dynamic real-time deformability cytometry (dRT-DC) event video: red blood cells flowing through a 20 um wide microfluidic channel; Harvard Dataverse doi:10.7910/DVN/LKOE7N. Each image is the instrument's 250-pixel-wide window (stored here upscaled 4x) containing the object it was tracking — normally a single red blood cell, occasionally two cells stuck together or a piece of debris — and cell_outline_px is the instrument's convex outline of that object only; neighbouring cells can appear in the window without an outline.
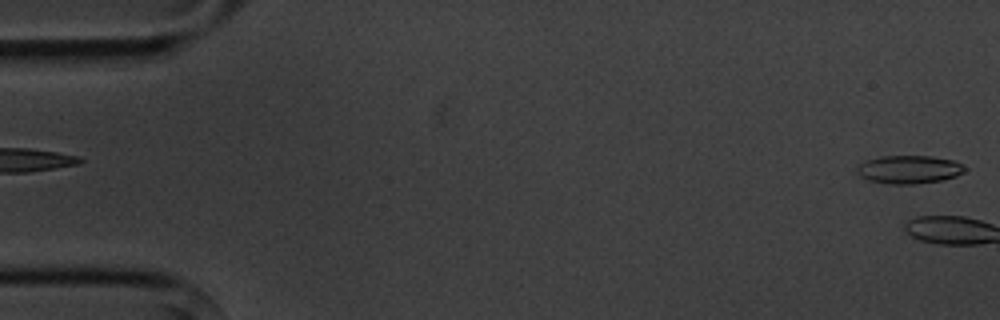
{"species": "common noctule bat (a hibernating species)", "species_latin": "Nyctalus noctula", "temperature_condition": "cold", "stored_images_in_passage": 6, "segment_of_instrument_passage": [2, 2], "camera_frame_rate_fps": 3000, "um_per_image_px": 0.085, "animal": {"sex": "male", "body_mass_g": 20.1, "forearm_length_mm": 53.5}, "frame": {"image": 1, "passage_image": 6, "time_ms": 5.667, "image_size_px": [1000, 320], "cell_outline_px": [[968, 168], [964, 172], [956, 176], [940, 180], [916, 184], [888, 184], [868, 180], [860, 176], [856, 172], [856, 168], [864, 160], [880, 156], [932, 156], [952, 160]], "centroid_in_image_um": [77.23, 14.4], "position_along_channel_um": 7.8, "area_um2": 17.8}}